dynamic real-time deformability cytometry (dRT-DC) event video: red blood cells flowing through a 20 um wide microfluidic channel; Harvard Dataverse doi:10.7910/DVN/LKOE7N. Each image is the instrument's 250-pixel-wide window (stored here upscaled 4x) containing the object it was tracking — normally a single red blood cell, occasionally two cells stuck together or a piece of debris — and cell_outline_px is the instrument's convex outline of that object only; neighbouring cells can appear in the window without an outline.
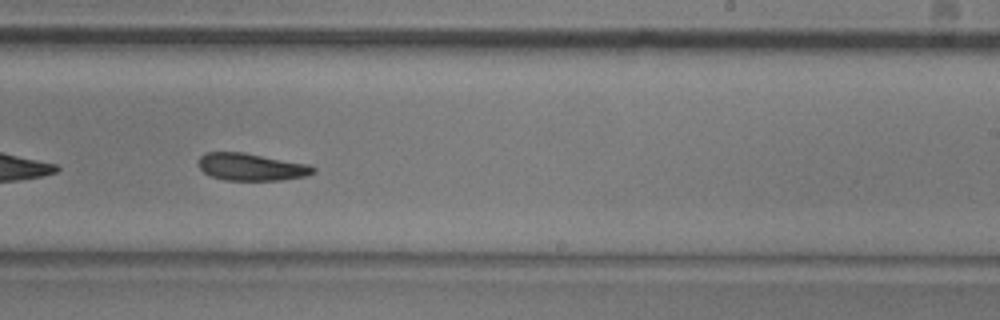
{"species": "common noctule bat (a hibernating species)", "species_latin": "Nyctalus noctula", "temperature_condition": "room temperature", "stored_images_in_passage": 38, "camera_frame_rate_fps": 3000, "um_per_image_px": 0.085, "animal": {"sex": "male", "body_mass_g": 20.5, "forearm_length_mm": 52.5}, "frame": {"image": 1, "passage_image": 17, "time_ms": 5.333, "image_size_px": [1000, 320], "cell_outline_px": [[316, 172], [308, 176], [280, 180], [224, 180], [212, 176], [204, 172], [200, 168], [200, 156], [204, 152], [244, 152], [312, 164], [316, 168]], "centroid_in_image_um": [21.44, 14.18], "position_along_channel_um": 267.6, "area_um2": 18.5}, "authors_computed_cell_mechanics": {"area_um2": 18.9295, "velocity_mm_per_s": 3.8048, "shape_relaxation_time_tau1_ms": 5.6138, "shape_relaxation_time_tau2_ms": null, "deformation_change_tau1": 0.1263, "deformation_change_tau2": null}}